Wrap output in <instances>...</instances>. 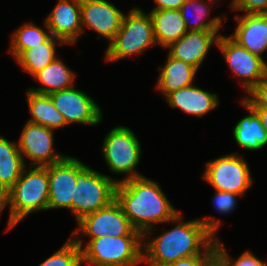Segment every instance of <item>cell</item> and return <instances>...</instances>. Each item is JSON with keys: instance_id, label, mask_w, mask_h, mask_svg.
Masks as SVG:
<instances>
[{"instance_id": "1", "label": "cell", "mask_w": 267, "mask_h": 266, "mask_svg": "<svg viewBox=\"0 0 267 266\" xmlns=\"http://www.w3.org/2000/svg\"><path fill=\"white\" fill-rule=\"evenodd\" d=\"M176 225L157 237L143 238V263L165 266L179 259L204 254L216 240L215 233L222 225L213 217L183 222L182 212L170 220ZM148 239V240H147Z\"/></svg>"}, {"instance_id": "2", "label": "cell", "mask_w": 267, "mask_h": 266, "mask_svg": "<svg viewBox=\"0 0 267 266\" xmlns=\"http://www.w3.org/2000/svg\"><path fill=\"white\" fill-rule=\"evenodd\" d=\"M115 200L143 238L153 236L155 224L170 222L179 212L171 205L159 183L145 176L118 182Z\"/></svg>"}, {"instance_id": "3", "label": "cell", "mask_w": 267, "mask_h": 266, "mask_svg": "<svg viewBox=\"0 0 267 266\" xmlns=\"http://www.w3.org/2000/svg\"><path fill=\"white\" fill-rule=\"evenodd\" d=\"M27 166L21 176L8 190L9 219L7 230H11L29 214L48 210L49 182L47 166Z\"/></svg>"}, {"instance_id": "4", "label": "cell", "mask_w": 267, "mask_h": 266, "mask_svg": "<svg viewBox=\"0 0 267 266\" xmlns=\"http://www.w3.org/2000/svg\"><path fill=\"white\" fill-rule=\"evenodd\" d=\"M82 249V264L92 266H135L143 263V236H104L83 240L73 237Z\"/></svg>"}, {"instance_id": "5", "label": "cell", "mask_w": 267, "mask_h": 266, "mask_svg": "<svg viewBox=\"0 0 267 266\" xmlns=\"http://www.w3.org/2000/svg\"><path fill=\"white\" fill-rule=\"evenodd\" d=\"M76 182L71 212L78 222L84 216L106 207L115 200L119 180L99 173L77 159Z\"/></svg>"}, {"instance_id": "6", "label": "cell", "mask_w": 267, "mask_h": 266, "mask_svg": "<svg viewBox=\"0 0 267 266\" xmlns=\"http://www.w3.org/2000/svg\"><path fill=\"white\" fill-rule=\"evenodd\" d=\"M150 14L133 7L124 14L121 27L105 51V62H117L132 55L142 54L156 45Z\"/></svg>"}, {"instance_id": "7", "label": "cell", "mask_w": 267, "mask_h": 266, "mask_svg": "<svg viewBox=\"0 0 267 266\" xmlns=\"http://www.w3.org/2000/svg\"><path fill=\"white\" fill-rule=\"evenodd\" d=\"M102 144L103 157L111 172L126 174L119 182L143 176L136 170L141 160V144L129 127H114Z\"/></svg>"}, {"instance_id": "8", "label": "cell", "mask_w": 267, "mask_h": 266, "mask_svg": "<svg viewBox=\"0 0 267 266\" xmlns=\"http://www.w3.org/2000/svg\"><path fill=\"white\" fill-rule=\"evenodd\" d=\"M203 179L217 191L243 196L253 184L248 162L237 152L206 163Z\"/></svg>"}, {"instance_id": "9", "label": "cell", "mask_w": 267, "mask_h": 266, "mask_svg": "<svg viewBox=\"0 0 267 266\" xmlns=\"http://www.w3.org/2000/svg\"><path fill=\"white\" fill-rule=\"evenodd\" d=\"M77 225L78 229L73 231L72 237H79L80 234L89 239L104 236H143L141 232L133 228L116 200L106 207L84 216L77 222Z\"/></svg>"}, {"instance_id": "10", "label": "cell", "mask_w": 267, "mask_h": 266, "mask_svg": "<svg viewBox=\"0 0 267 266\" xmlns=\"http://www.w3.org/2000/svg\"><path fill=\"white\" fill-rule=\"evenodd\" d=\"M217 48L225 58L232 74L242 79V88L248 93L267 75V62L240 46L230 36L220 35Z\"/></svg>"}, {"instance_id": "11", "label": "cell", "mask_w": 267, "mask_h": 266, "mask_svg": "<svg viewBox=\"0 0 267 266\" xmlns=\"http://www.w3.org/2000/svg\"><path fill=\"white\" fill-rule=\"evenodd\" d=\"M54 131L42 125L26 122L17 142L25 165H27L26 158L31 160L30 166L45 167L67 156L55 152Z\"/></svg>"}, {"instance_id": "12", "label": "cell", "mask_w": 267, "mask_h": 266, "mask_svg": "<svg viewBox=\"0 0 267 266\" xmlns=\"http://www.w3.org/2000/svg\"><path fill=\"white\" fill-rule=\"evenodd\" d=\"M55 108L63 115L67 125L79 123L97 126L103 119L101 108L85 92L71 87L49 94Z\"/></svg>"}, {"instance_id": "13", "label": "cell", "mask_w": 267, "mask_h": 266, "mask_svg": "<svg viewBox=\"0 0 267 266\" xmlns=\"http://www.w3.org/2000/svg\"><path fill=\"white\" fill-rule=\"evenodd\" d=\"M49 182L48 210L66 208L72 210V198L77 179V158L66 156L47 166Z\"/></svg>"}, {"instance_id": "14", "label": "cell", "mask_w": 267, "mask_h": 266, "mask_svg": "<svg viewBox=\"0 0 267 266\" xmlns=\"http://www.w3.org/2000/svg\"><path fill=\"white\" fill-rule=\"evenodd\" d=\"M124 13L107 0H81L82 33L87 27L109 43L118 33ZM85 26V27H84Z\"/></svg>"}, {"instance_id": "15", "label": "cell", "mask_w": 267, "mask_h": 266, "mask_svg": "<svg viewBox=\"0 0 267 266\" xmlns=\"http://www.w3.org/2000/svg\"><path fill=\"white\" fill-rule=\"evenodd\" d=\"M45 23L52 36L66 45L75 44L82 35L81 0H58Z\"/></svg>"}, {"instance_id": "16", "label": "cell", "mask_w": 267, "mask_h": 266, "mask_svg": "<svg viewBox=\"0 0 267 266\" xmlns=\"http://www.w3.org/2000/svg\"><path fill=\"white\" fill-rule=\"evenodd\" d=\"M219 36V30L187 31L167 47L168 54L199 69L211 45H217Z\"/></svg>"}, {"instance_id": "17", "label": "cell", "mask_w": 267, "mask_h": 266, "mask_svg": "<svg viewBox=\"0 0 267 266\" xmlns=\"http://www.w3.org/2000/svg\"><path fill=\"white\" fill-rule=\"evenodd\" d=\"M238 21L230 37L252 54L261 57L267 52V14L234 15Z\"/></svg>"}, {"instance_id": "18", "label": "cell", "mask_w": 267, "mask_h": 266, "mask_svg": "<svg viewBox=\"0 0 267 266\" xmlns=\"http://www.w3.org/2000/svg\"><path fill=\"white\" fill-rule=\"evenodd\" d=\"M218 97L215 93L189 85L169 93L165 101L171 108H178L189 115L203 117L219 105Z\"/></svg>"}, {"instance_id": "19", "label": "cell", "mask_w": 267, "mask_h": 266, "mask_svg": "<svg viewBox=\"0 0 267 266\" xmlns=\"http://www.w3.org/2000/svg\"><path fill=\"white\" fill-rule=\"evenodd\" d=\"M241 104L249 112L242 117L233 128V138L243 149L249 151L260 150L267 145V131L262 125L261 119L255 109L244 99Z\"/></svg>"}, {"instance_id": "20", "label": "cell", "mask_w": 267, "mask_h": 266, "mask_svg": "<svg viewBox=\"0 0 267 266\" xmlns=\"http://www.w3.org/2000/svg\"><path fill=\"white\" fill-rule=\"evenodd\" d=\"M163 67H160L157 77L156 88L160 94L166 97L169 93L177 91L182 87L193 85L198 69L192 65L178 60L167 54Z\"/></svg>"}, {"instance_id": "21", "label": "cell", "mask_w": 267, "mask_h": 266, "mask_svg": "<svg viewBox=\"0 0 267 266\" xmlns=\"http://www.w3.org/2000/svg\"><path fill=\"white\" fill-rule=\"evenodd\" d=\"M149 14L155 41L164 48L179 40L188 31L180 10H151Z\"/></svg>"}, {"instance_id": "22", "label": "cell", "mask_w": 267, "mask_h": 266, "mask_svg": "<svg viewBox=\"0 0 267 266\" xmlns=\"http://www.w3.org/2000/svg\"><path fill=\"white\" fill-rule=\"evenodd\" d=\"M75 76L74 71L57 57L33 76L42 86L38 88L30 87L28 90L49 95L52 92L73 87Z\"/></svg>"}, {"instance_id": "23", "label": "cell", "mask_w": 267, "mask_h": 266, "mask_svg": "<svg viewBox=\"0 0 267 266\" xmlns=\"http://www.w3.org/2000/svg\"><path fill=\"white\" fill-rule=\"evenodd\" d=\"M27 103L31 119L28 122L42 125L56 130L67 126L63 115L55 108L53 101L47 94L27 91Z\"/></svg>"}, {"instance_id": "24", "label": "cell", "mask_w": 267, "mask_h": 266, "mask_svg": "<svg viewBox=\"0 0 267 266\" xmlns=\"http://www.w3.org/2000/svg\"><path fill=\"white\" fill-rule=\"evenodd\" d=\"M66 45L62 40L51 36L46 42L24 50L15 60L17 64L32 77L58 56L56 45Z\"/></svg>"}, {"instance_id": "25", "label": "cell", "mask_w": 267, "mask_h": 266, "mask_svg": "<svg viewBox=\"0 0 267 266\" xmlns=\"http://www.w3.org/2000/svg\"><path fill=\"white\" fill-rule=\"evenodd\" d=\"M214 3L217 4V1L208 0L207 2L206 0H186L180 9L186 29L188 31L220 30L223 18L221 16H214V18L210 17L211 8L209 7ZM188 11L194 13V19L188 17ZM208 15L210 19H206Z\"/></svg>"}, {"instance_id": "26", "label": "cell", "mask_w": 267, "mask_h": 266, "mask_svg": "<svg viewBox=\"0 0 267 266\" xmlns=\"http://www.w3.org/2000/svg\"><path fill=\"white\" fill-rule=\"evenodd\" d=\"M45 26L44 30L34 23H24L12 34L9 53L16 59L24 50L46 42L52 35Z\"/></svg>"}, {"instance_id": "27", "label": "cell", "mask_w": 267, "mask_h": 266, "mask_svg": "<svg viewBox=\"0 0 267 266\" xmlns=\"http://www.w3.org/2000/svg\"><path fill=\"white\" fill-rule=\"evenodd\" d=\"M39 266H82V249L71 236L60 249Z\"/></svg>"}, {"instance_id": "28", "label": "cell", "mask_w": 267, "mask_h": 266, "mask_svg": "<svg viewBox=\"0 0 267 266\" xmlns=\"http://www.w3.org/2000/svg\"><path fill=\"white\" fill-rule=\"evenodd\" d=\"M25 167L24 162L0 163V188L8 191L19 179Z\"/></svg>"}, {"instance_id": "29", "label": "cell", "mask_w": 267, "mask_h": 266, "mask_svg": "<svg viewBox=\"0 0 267 266\" xmlns=\"http://www.w3.org/2000/svg\"><path fill=\"white\" fill-rule=\"evenodd\" d=\"M216 249L226 258L229 266H267V263L257 258L252 252L249 250L243 252L236 259H231L230 255H228L227 250L221 244L220 240H215Z\"/></svg>"}, {"instance_id": "30", "label": "cell", "mask_w": 267, "mask_h": 266, "mask_svg": "<svg viewBox=\"0 0 267 266\" xmlns=\"http://www.w3.org/2000/svg\"><path fill=\"white\" fill-rule=\"evenodd\" d=\"M215 194L213 197V205L215 210L218 213L223 214H229L231 213V211H233L236 208V203H237V199L238 197H240L241 195L239 194H234V193H230L227 191H217L215 190Z\"/></svg>"}, {"instance_id": "31", "label": "cell", "mask_w": 267, "mask_h": 266, "mask_svg": "<svg viewBox=\"0 0 267 266\" xmlns=\"http://www.w3.org/2000/svg\"><path fill=\"white\" fill-rule=\"evenodd\" d=\"M248 96L243 99L253 108H267V75L248 92Z\"/></svg>"}, {"instance_id": "32", "label": "cell", "mask_w": 267, "mask_h": 266, "mask_svg": "<svg viewBox=\"0 0 267 266\" xmlns=\"http://www.w3.org/2000/svg\"><path fill=\"white\" fill-rule=\"evenodd\" d=\"M24 162L17 142L9 141L0 136V163Z\"/></svg>"}, {"instance_id": "33", "label": "cell", "mask_w": 267, "mask_h": 266, "mask_svg": "<svg viewBox=\"0 0 267 266\" xmlns=\"http://www.w3.org/2000/svg\"><path fill=\"white\" fill-rule=\"evenodd\" d=\"M231 9L245 14H267V0H235Z\"/></svg>"}, {"instance_id": "34", "label": "cell", "mask_w": 267, "mask_h": 266, "mask_svg": "<svg viewBox=\"0 0 267 266\" xmlns=\"http://www.w3.org/2000/svg\"><path fill=\"white\" fill-rule=\"evenodd\" d=\"M215 243L202 255L191 256L184 259H179L175 262L166 264L165 266H201L215 251Z\"/></svg>"}, {"instance_id": "35", "label": "cell", "mask_w": 267, "mask_h": 266, "mask_svg": "<svg viewBox=\"0 0 267 266\" xmlns=\"http://www.w3.org/2000/svg\"><path fill=\"white\" fill-rule=\"evenodd\" d=\"M186 0H154L156 5L152 8V10H164V9H172V10H180L182 4Z\"/></svg>"}, {"instance_id": "36", "label": "cell", "mask_w": 267, "mask_h": 266, "mask_svg": "<svg viewBox=\"0 0 267 266\" xmlns=\"http://www.w3.org/2000/svg\"><path fill=\"white\" fill-rule=\"evenodd\" d=\"M201 266H229L226 258L216 250Z\"/></svg>"}, {"instance_id": "37", "label": "cell", "mask_w": 267, "mask_h": 266, "mask_svg": "<svg viewBox=\"0 0 267 266\" xmlns=\"http://www.w3.org/2000/svg\"><path fill=\"white\" fill-rule=\"evenodd\" d=\"M8 207V191L0 188V215Z\"/></svg>"}, {"instance_id": "38", "label": "cell", "mask_w": 267, "mask_h": 266, "mask_svg": "<svg viewBox=\"0 0 267 266\" xmlns=\"http://www.w3.org/2000/svg\"><path fill=\"white\" fill-rule=\"evenodd\" d=\"M261 119L262 125L267 131V108H254Z\"/></svg>"}, {"instance_id": "39", "label": "cell", "mask_w": 267, "mask_h": 266, "mask_svg": "<svg viewBox=\"0 0 267 266\" xmlns=\"http://www.w3.org/2000/svg\"><path fill=\"white\" fill-rule=\"evenodd\" d=\"M212 1H217V0H212ZM235 3V0H232L230 3V7Z\"/></svg>"}]
</instances>
